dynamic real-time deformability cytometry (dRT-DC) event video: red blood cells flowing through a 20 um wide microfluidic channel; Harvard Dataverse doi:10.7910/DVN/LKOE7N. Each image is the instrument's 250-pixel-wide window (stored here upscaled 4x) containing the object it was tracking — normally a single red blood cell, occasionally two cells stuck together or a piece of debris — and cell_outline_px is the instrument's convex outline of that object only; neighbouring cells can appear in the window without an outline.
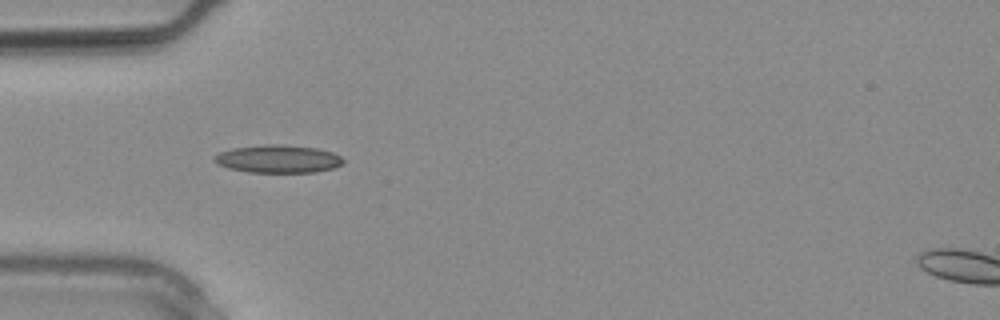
{"species": "common noctule bat (a hibernating species)", "species_latin": "Nyctalus noctula", "temperature_condition": "warm", "stored_images_in_passage": 27, "camera_frame_rate_fps": 3000, "um_per_image_px": 0.085, "animal": {"sex": "male", "body_mass_g": 20.4}, "frame": {"image": 1, "passage_image": 8, "time_ms": 2.333, "image_size_px": [1000, 320], "cell_outline_px": [[344, 164], [332, 168], [316, 172], [248, 172], [228, 168], [216, 164], [212, 160], [212, 156], [220, 152], [232, 148], [268, 144], [280, 144], [316, 148], [332, 152], [340, 156], [344, 160]], "centroid_in_image_um": [23.6, 13.51], "position_along_channel_um": 61.4, "area_um2": 21.04}}